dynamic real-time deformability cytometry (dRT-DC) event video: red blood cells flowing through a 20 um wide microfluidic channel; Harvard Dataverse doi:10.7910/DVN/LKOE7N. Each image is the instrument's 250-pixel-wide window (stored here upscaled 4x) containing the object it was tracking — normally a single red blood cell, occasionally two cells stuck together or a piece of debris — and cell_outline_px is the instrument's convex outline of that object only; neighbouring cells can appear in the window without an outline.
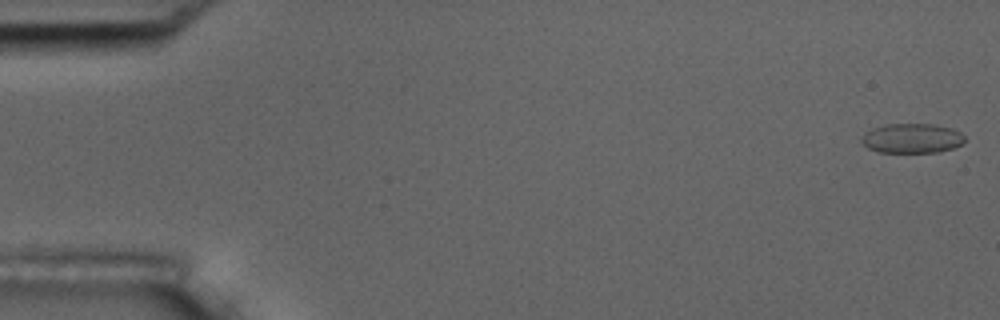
{"species": "common noctule bat (a hibernating species)", "species_latin": "Nyctalus noctula", "temperature_condition": "room temperature", "stored_images_in_passage": 55, "camera_frame_rate_fps": 3000, "um_per_image_px": 0.085, "animal": {"sex": "male", "body_mass_g": 17.5, "forearm_length_mm": 52.3}, "frame": {"image": 1, "passage_image": 1, "time_ms": 0.0, "image_size_px": [1000, 320], "cell_outline_px": [[964, 144], [952, 148], [936, 152], [880, 152], [868, 148], [860, 140], [864, 132], [872, 128], [884, 124], [932, 124], [952, 128], [960, 132], [964, 136]], "centroid_in_image_um": [77.5, 11.75], "position_along_channel_um": 7.5, "area_um2": 17.86}}
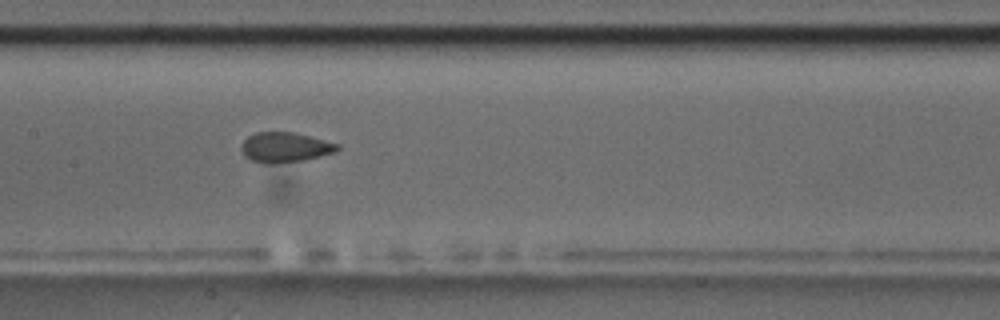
{"frame": {"image": 2, "passage_image": 27, "time_ms": 8.667, "image_size_px": [1000, 320], "cell_outline_px": [[340, 148], [336, 152], [304, 160], [272, 164], [264, 164], [252, 160], [244, 156], [240, 148], [244, 140], [248, 136], [256, 132], [292, 132], [340, 144]], "centroid_in_image_um": [24.22, 12.53], "position_along_channel_um": 183.2, "area_um2": 16.82}}
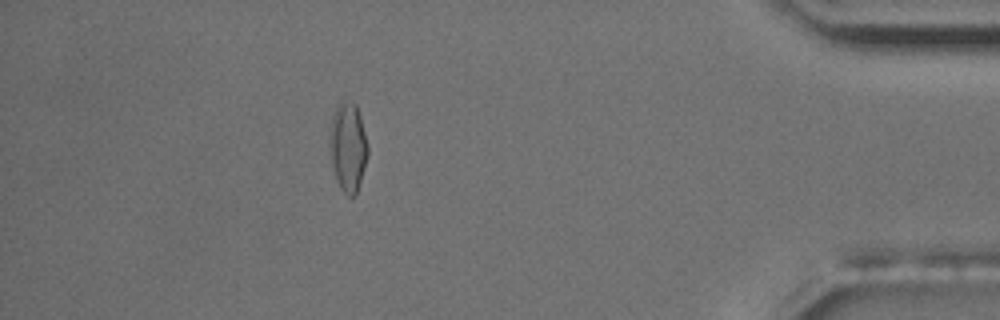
{"frame": {"image": 3, "passage_image": 49, "time_ms": 16.0, "image_size_px": [1000, 320], "cell_outline_px": [[368, 156], [356, 196], [348, 196], [340, 188], [336, 180], [328, 148], [328, 136], [332, 116], [336, 104], [340, 100], [344, 100], [356, 104], [360, 116], [368, 144]], "centroid_in_image_um": [29.55, 12.47], "position_along_channel_um": 405.6, "area_um2": 20.29}, "authors_computed_cell_mechanics": {"area_um2": 17.5712, "velocity_mm_per_s": 3.6803, "shape_relaxation_time_tau1_ms": 10.486, "shape_relaxation_time_tau2_ms": 1.2563, "deformation_change_tau1": 0.1755, "deformation_change_tau2": 0.0619}}